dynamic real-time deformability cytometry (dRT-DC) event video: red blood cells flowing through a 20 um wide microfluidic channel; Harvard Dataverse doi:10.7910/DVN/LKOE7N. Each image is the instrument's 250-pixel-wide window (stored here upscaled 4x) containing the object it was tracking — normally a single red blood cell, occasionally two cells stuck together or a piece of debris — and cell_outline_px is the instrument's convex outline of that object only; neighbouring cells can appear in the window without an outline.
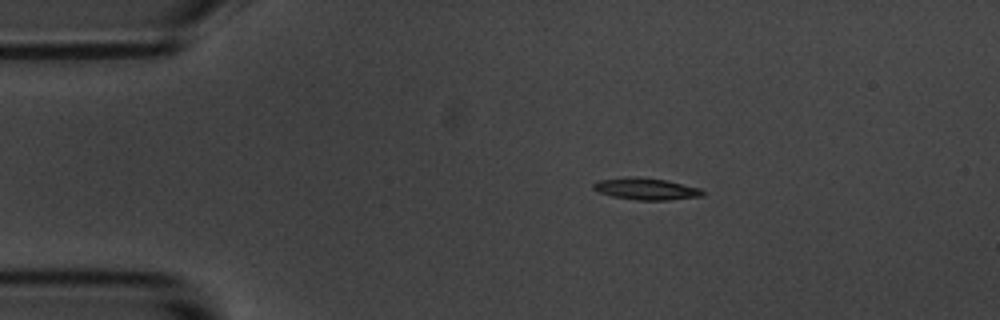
{"species": "common noctule bat (a hibernating species)", "species_latin": "Nyctalus noctula", "temperature_condition": "room temperature", "stored_images_in_passage": 57, "camera_frame_rate_fps": 3000, "um_per_image_px": 0.085, "animal": {"sex": "male", "body_mass_g": 20.1, "forearm_length_mm": 53.5}, "frame": {"image": 1, "passage_image": 10, "time_ms": 3.0, "image_size_px": [1000, 320], "cell_outline_px": [[704, 196], [668, 200], [636, 200], [612, 196], [600, 192], [592, 188], [592, 184], [596, 180], [632, 176], [668, 180], [700, 188], [704, 192]], "centroid_in_image_um": [54.91, 16.05], "position_along_channel_um": 30.1, "area_um2": 13.99}}
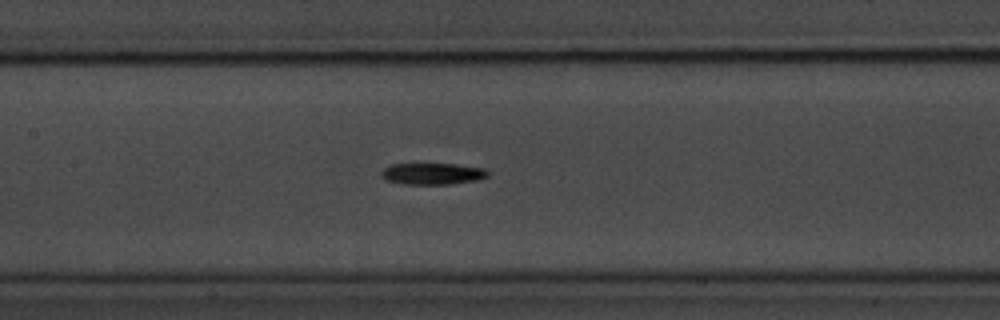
{"frame": {"image": 2, "passage_image": 26, "time_ms": 8.333, "image_size_px": [1000, 320], "cell_outline_px": [[488, 176], [476, 180], [452, 184], [404, 184], [384, 180], [380, 176], [380, 172], [388, 164], [456, 164], [484, 168], [488, 172]], "centroid_in_image_um": [36.71, 14.77], "position_along_channel_um": 170.7, "area_um2": 13.47}}
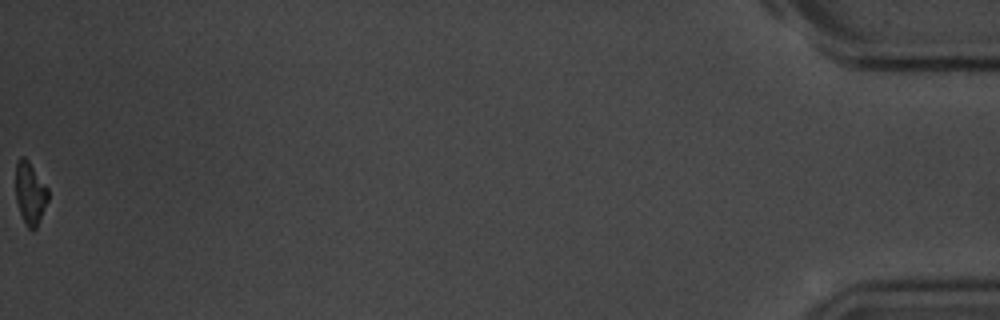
{"frame": {"image": 3, "passage_image": 57, "time_ms": 18.667, "image_size_px": [1000, 320], "cell_outline_px": [[48, 200], [36, 228], [32, 232], [24, 224], [16, 200], [16, 160], [20, 156], [24, 156], [28, 160], [48, 188]], "centroid_in_image_um": [2.55, 16.43], "position_along_channel_um": 432.6, "area_um2": 11.85}, "authors_computed_cell_mechanics": {"area_um2": 13.294, "velocity_mm_per_s": 3.5197, "shape_relaxation_time_tau1_ms": 4.5451, "shape_relaxation_time_tau2_ms": null, "deformation_change_tau1": 0.1423, "deformation_change_tau2": null}}